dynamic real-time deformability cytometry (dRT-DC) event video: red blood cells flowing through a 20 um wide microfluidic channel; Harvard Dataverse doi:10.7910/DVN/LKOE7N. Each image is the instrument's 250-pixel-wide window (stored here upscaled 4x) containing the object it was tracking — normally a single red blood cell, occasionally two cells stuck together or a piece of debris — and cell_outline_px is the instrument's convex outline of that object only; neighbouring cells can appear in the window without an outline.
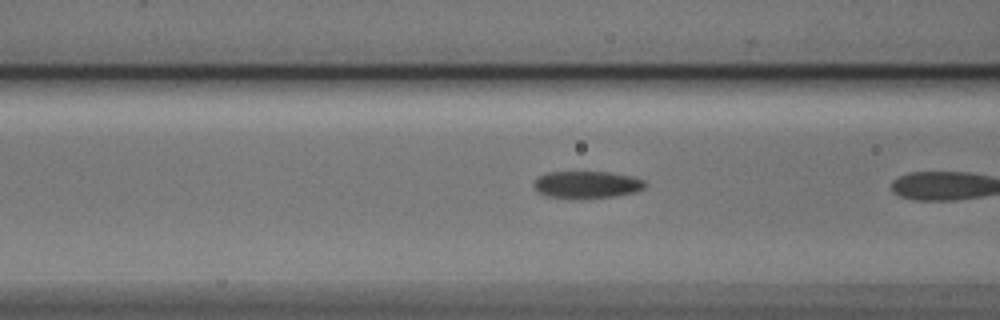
{"species": "Egyptian fruit bat (a non-hibernating species)", "species_latin": "Rousettus aegyptiacus", "temperature_condition": "cold", "stored_images_in_passage": 6, "camera_frame_rate_fps": 3000, "um_per_image_px": 0.085, "animal": {"sex": "male"}, "frame": {"image": 1, "passage_image": 5, "time_ms": 1.333, "image_size_px": [1000, 320], "cell_outline_px": [[648, 184], [644, 188], [632, 192], [616, 196], [584, 200], [572, 200], [548, 196], [536, 192], [532, 184], [532, 180], [536, 176], [548, 172], [612, 172], [632, 176], [644, 180]], "centroid_in_image_um": [49.81, 15.71], "position_along_channel_um": 116.8, "area_um2": 18.38}}